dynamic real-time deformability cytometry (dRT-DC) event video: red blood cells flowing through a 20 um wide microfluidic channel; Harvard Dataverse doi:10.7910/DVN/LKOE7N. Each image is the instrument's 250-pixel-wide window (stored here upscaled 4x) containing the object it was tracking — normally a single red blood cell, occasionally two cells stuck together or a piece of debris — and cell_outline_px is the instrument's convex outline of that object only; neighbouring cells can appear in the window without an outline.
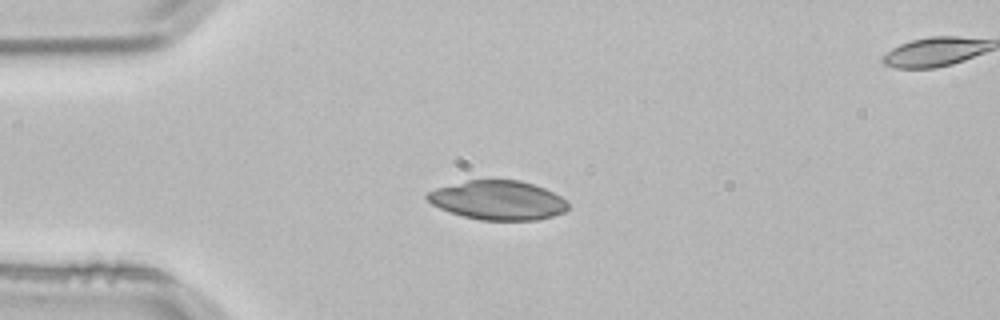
{"species": "common noctule bat (a hibernating species)", "species_latin": "Nyctalus noctula", "temperature_condition": "room temperature", "stored_images_in_passage": 4, "segment_of_instrument_passage": [1, 2], "camera_frame_rate_fps": 3000, "um_per_image_px": 0.085, "animal": {"sex": "male", "body_mass_g": 21.5, "forearm_length_mm": 52.0}, "frame": {"image": 1, "passage_image": 3, "time_ms": 0.667, "image_size_px": [1000, 320], "cell_outline_px": [[568, 208], [564, 212], [552, 216], [536, 220], [480, 220], [464, 216], [440, 208], [432, 204], [424, 196], [428, 192], [436, 188], [468, 180], [520, 180], [544, 188], [560, 196], [568, 204]], "centroid_in_image_um": [42.32, 17.02], "position_along_channel_um": 42.7, "area_um2": 31.85}}